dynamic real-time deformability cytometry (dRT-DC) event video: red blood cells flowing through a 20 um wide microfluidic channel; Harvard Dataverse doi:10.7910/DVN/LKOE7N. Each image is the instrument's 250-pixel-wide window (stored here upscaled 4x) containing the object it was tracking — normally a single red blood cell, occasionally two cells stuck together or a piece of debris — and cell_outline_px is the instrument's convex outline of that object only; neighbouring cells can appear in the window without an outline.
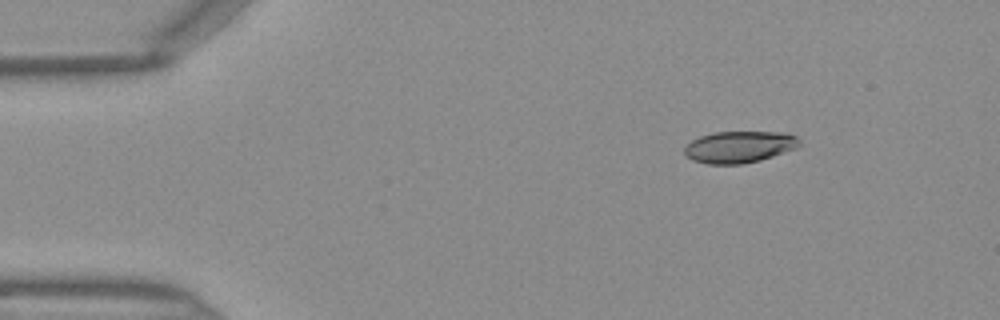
{"species": "Egyptian fruit bat (a non-hibernating species)", "species_latin": "Rousettus aegyptiacus", "temperature_condition": "warm", "stored_images_in_passage": 41, "camera_frame_rate_fps": 3000, "um_per_image_px": 0.085, "frame": {"image": 1, "passage_image": 1, "time_ms": 0.0, "image_size_px": [1000, 320], "cell_outline_px": [[800, 144], [796, 148], [760, 160], [740, 164], [708, 164], [692, 160], [684, 156], [684, 148], [692, 140], [700, 136], [712, 132], [788, 132], [796, 136], [800, 140]], "centroid_in_image_um": [62.83, 12.48], "position_along_channel_um": 22.2, "area_um2": 21.33}}
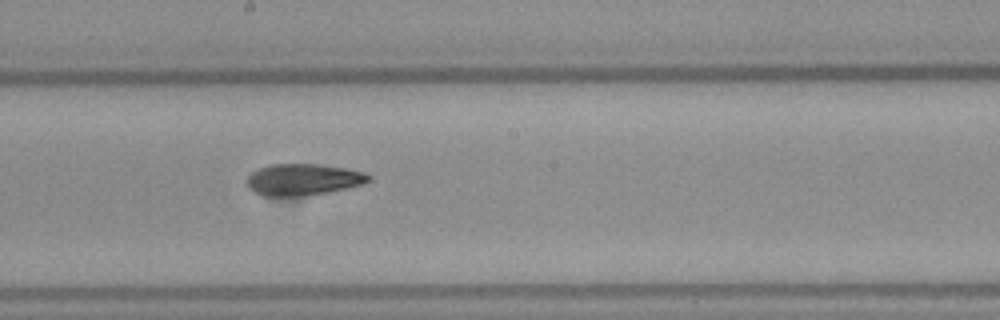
{"frame": {"image": 2, "passage_image": 20, "time_ms": 6.333, "image_size_px": [1000, 320], "cell_outline_px": [[372, 180], [364, 184], [324, 192], [300, 196], [264, 196], [248, 188], [248, 176], [256, 168], [268, 164], [316, 164], [344, 168], [368, 172], [372, 176]], "centroid_in_image_um": [25.78, 15.24], "position_along_channel_um": 222.4, "area_um2": 22.37}}
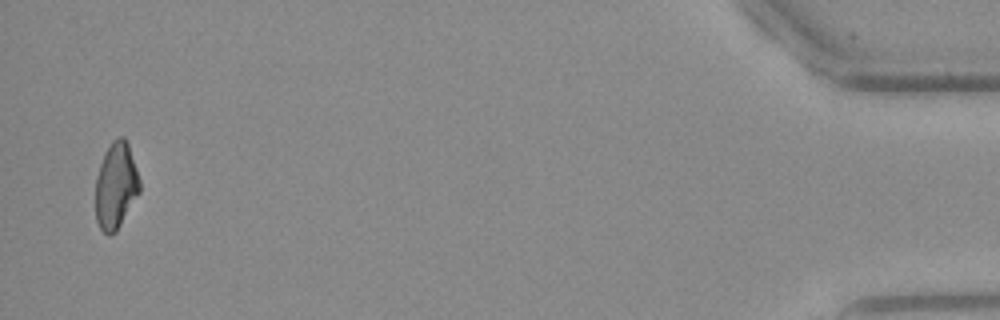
{"frame": {"image": 3, "passage_image": 40, "time_ms": 13.0, "image_size_px": [1000, 320], "cell_outline_px": [[140, 192], [116, 232], [108, 236], [100, 228], [96, 220], [96, 176], [104, 152], [112, 140], [120, 136], [124, 136], [128, 144], [140, 180]], "centroid_in_image_um": [9.85, 15.79], "position_along_channel_um": 425.4, "area_um2": 22.25}}